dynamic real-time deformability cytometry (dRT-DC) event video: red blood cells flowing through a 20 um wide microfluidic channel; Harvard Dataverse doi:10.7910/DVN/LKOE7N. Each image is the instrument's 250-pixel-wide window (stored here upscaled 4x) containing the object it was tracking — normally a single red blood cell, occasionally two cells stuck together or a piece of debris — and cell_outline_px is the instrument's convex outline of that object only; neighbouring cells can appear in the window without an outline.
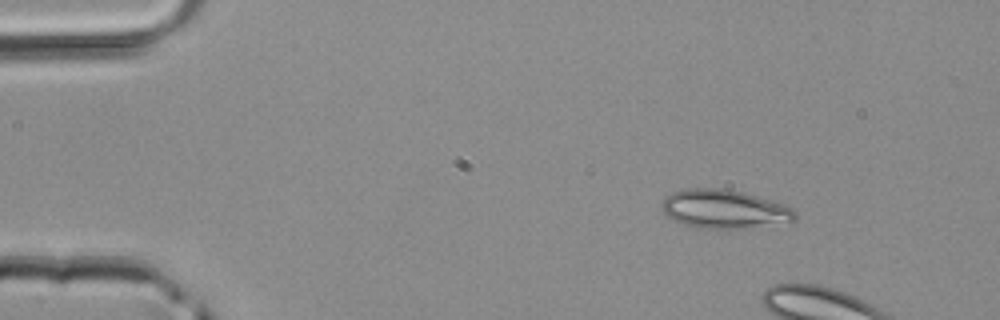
{"species": "common noctule bat (a hibernating species)", "species_latin": "Nyctalus noctula", "temperature_condition": "room temperature", "stored_images_in_passage": 5, "segment_of_instrument_passage": [1, 2], "camera_frame_rate_fps": 3000, "um_per_image_px": 0.085, "animal": {"sex": "male", "body_mass_g": 20.4}, "frame": {"image": 1, "passage_image": 1, "time_ms": 0.0, "image_size_px": [1000, 320], "cell_outline_px": [[796, 220], [740, 228], [696, 228], [684, 224], [668, 216], [664, 212], [660, 204], [664, 196], [672, 192], [684, 188], [724, 188], [744, 192], [772, 200], [784, 204], [792, 208], [796, 212]], "centroid_in_image_um": [61.52, 17.74], "position_along_channel_um": 23.5, "area_um2": 29.94}}